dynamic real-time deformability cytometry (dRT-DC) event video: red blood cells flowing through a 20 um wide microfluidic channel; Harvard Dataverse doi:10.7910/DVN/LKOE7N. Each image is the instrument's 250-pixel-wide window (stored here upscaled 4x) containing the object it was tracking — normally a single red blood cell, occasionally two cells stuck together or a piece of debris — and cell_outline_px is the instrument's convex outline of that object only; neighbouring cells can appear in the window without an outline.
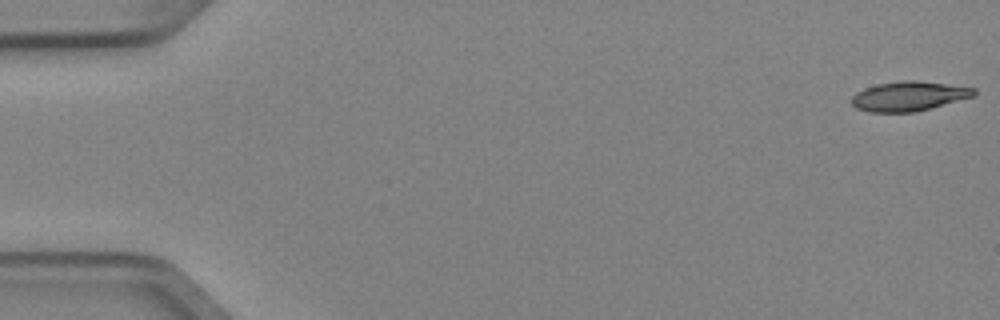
{"species": "Egyptian fruit bat (a non-hibernating species)", "species_latin": "Rousettus aegyptiacus", "temperature_condition": "cold", "stored_images_in_passage": 3, "camera_frame_rate_fps": 3000, "um_per_image_px": 0.085, "animal": {"sex": "female"}, "frame": {"image": 1, "passage_image": 1, "time_ms": 0.0, "image_size_px": [1000, 320], "cell_outline_px": [[976, 92], [972, 96], [928, 108], [912, 112], [868, 112], [856, 108], [852, 104], [852, 96], [856, 92], [864, 88], [876, 84], [904, 80], [916, 80], [976, 88]], "centroid_in_image_um": [77.18, 8.16], "position_along_channel_um": 7.8, "area_um2": 20.75}}